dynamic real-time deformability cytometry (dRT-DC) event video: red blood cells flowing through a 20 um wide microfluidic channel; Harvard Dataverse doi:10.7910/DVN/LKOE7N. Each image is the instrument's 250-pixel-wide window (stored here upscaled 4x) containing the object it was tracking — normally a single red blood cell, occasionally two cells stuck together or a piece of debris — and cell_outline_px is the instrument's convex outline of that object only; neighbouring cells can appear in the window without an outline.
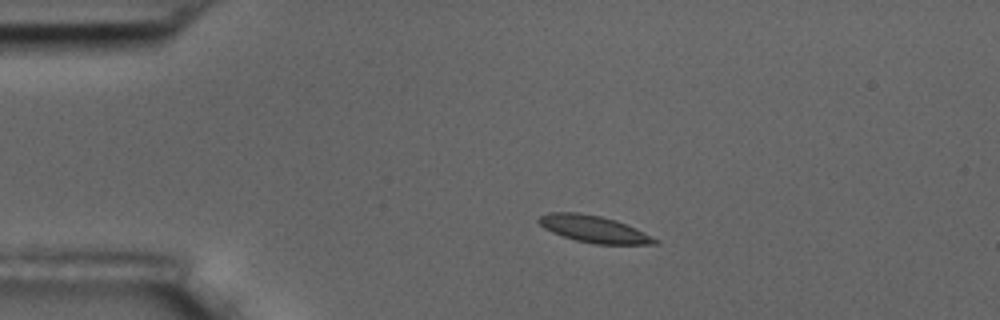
{"species": "common noctule bat (a hibernating species)", "species_latin": "Nyctalus noctula", "temperature_condition": "room temperature", "stored_images_in_passage": 5, "camera_frame_rate_fps": 3000, "um_per_image_px": 0.085, "animal": {"sex": "male", "body_mass_g": 17.5, "forearm_length_mm": 52.3}, "frame": {"image": 1, "passage_image": 3, "time_ms": 2.333, "image_size_px": [1000, 320], "cell_outline_px": [[660, 240], [656, 244], [596, 244], [576, 240], [552, 232], [544, 228], [536, 220], [540, 216], [548, 212], [580, 212], [600, 216], [616, 220], [636, 228]], "centroid_in_image_um": [50.47, 19.46], "position_along_channel_um": 34.5, "area_um2": 18.15}}
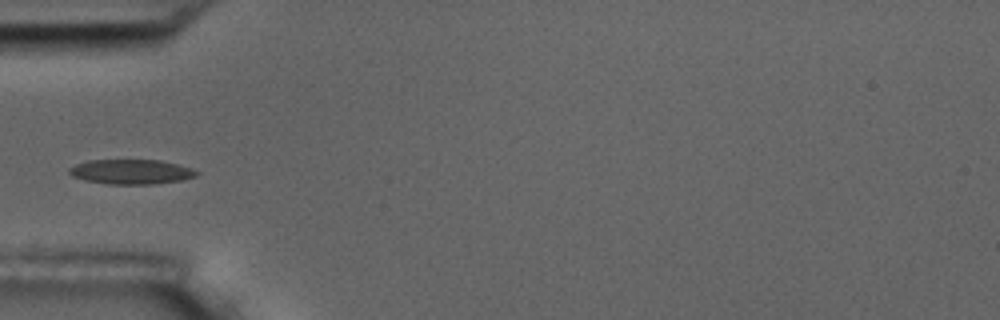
{"frame": {"image": 2, "passage_image": 5, "time_ms": 4.667, "image_size_px": [1000, 320], "cell_outline_px": [[200, 172], [196, 176], [184, 180], [152, 184], [108, 184], [84, 180], [72, 176], [68, 172], [68, 168], [76, 164], [88, 160], [160, 160], [192, 168]], "centroid_in_image_um": [11.15, 14.6], "position_along_channel_um": 73.9, "area_um2": 18.44}}